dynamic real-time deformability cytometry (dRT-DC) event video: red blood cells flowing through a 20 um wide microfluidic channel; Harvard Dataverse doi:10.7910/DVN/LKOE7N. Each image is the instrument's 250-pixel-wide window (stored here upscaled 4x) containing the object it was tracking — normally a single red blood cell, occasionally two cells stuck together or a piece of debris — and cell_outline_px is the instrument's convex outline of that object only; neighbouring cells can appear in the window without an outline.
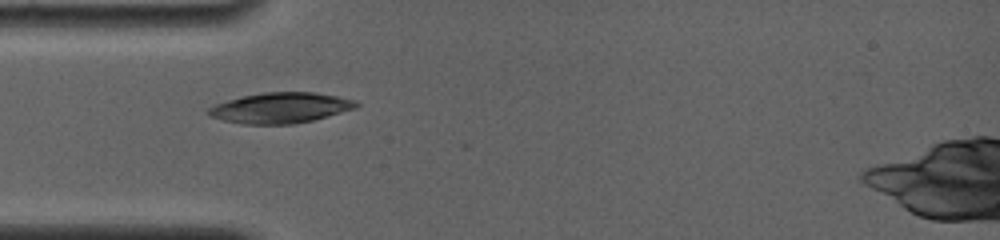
{"species": "common noctule bat (a hibernating species)", "species_latin": "Nyctalus noctula", "temperature_condition": "room temperature", "stored_images_in_passage": 65, "camera_frame_rate_fps": 4000, "um_per_image_px": 0.085, "animal": {"sex": "female", "body_mass_g": 19.0, "forearm_length_mm": 56.7}, "frame": {"image": 1, "passage_image": 1, "time_ms": 0.0, "image_size_px": [1000, 240], "cell_outline_px": [[360, 104], [356, 108], [312, 120], [292, 124], [240, 124], [208, 116], [204, 112], [208, 108], [216, 104], [228, 100], [244, 96], [264, 92], [316, 92], [356, 100]], "centroid_in_image_um": [23.82, 9.17], "position_along_channel_um": 61.2, "area_um2": 26.24}}
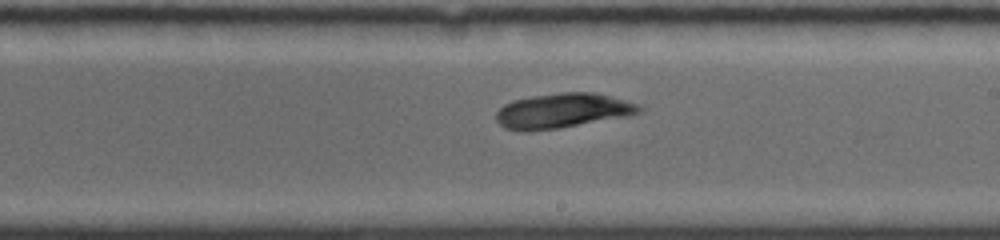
{"frame": {"image": 2, "passage_image": 21, "time_ms": 4.75, "image_size_px": [1000, 240], "cell_outline_px": [[644, 108], [640, 112], [628, 116], [560, 128], [528, 132], [520, 132], [504, 128], [496, 120], [496, 112], [504, 104], [512, 100], [532, 96], [560, 92], [592, 92], [640, 104]], "centroid_in_image_um": [47.79, 9.42], "position_along_channel_um": 241.2, "area_um2": 29.25}}
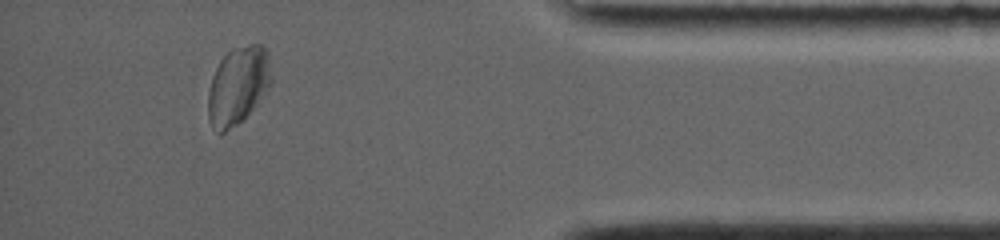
{"frame": {"image": 3, "passage_image": 52, "time_ms": 10.0, "image_size_px": [1000, 240], "cell_outline_px": [[272, 84], [256, 104], [236, 124], [224, 132], [220, 132], [208, 120], [208, 92], [212, 76], [220, 60], [232, 48], [248, 44], [260, 44], [268, 52], [272, 76]], "centroid_in_image_um": [20.24, 7.21], "position_along_channel_um": 415.0, "area_um2": 28.38}, "authors_computed_cell_mechanics": {"area_um2": 28.611, "velocity_mm_per_s": 3.8047, "shape_relaxation_time_tau1_ms": 1.7434, "shape_relaxation_time_tau2_ms": 5.384, "deformation_change_tau1": 0.0427, "deformation_change_tau2": 0.1083}}